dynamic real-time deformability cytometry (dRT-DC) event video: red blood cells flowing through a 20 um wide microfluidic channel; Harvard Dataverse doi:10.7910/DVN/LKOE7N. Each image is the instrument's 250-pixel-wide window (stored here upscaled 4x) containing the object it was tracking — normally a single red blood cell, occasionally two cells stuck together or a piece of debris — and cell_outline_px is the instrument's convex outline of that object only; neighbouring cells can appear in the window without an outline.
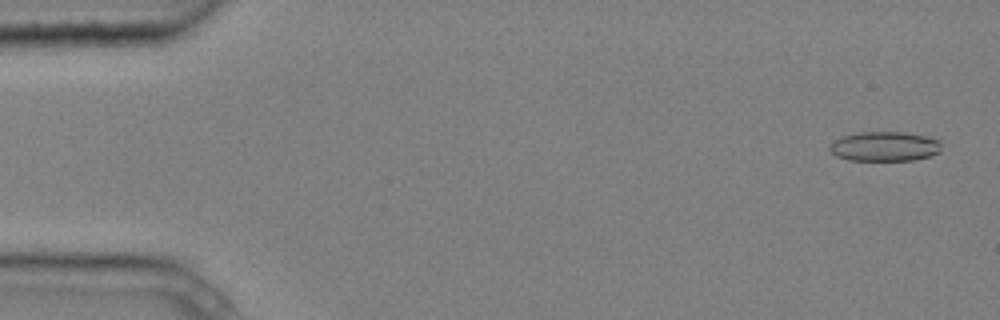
{"species": "common noctule bat (a hibernating species)", "species_latin": "Nyctalus noctula", "temperature_condition": "cold", "stored_images_in_passage": 9, "camera_frame_rate_fps": 3000, "um_per_image_px": 0.085, "animal": {"sex": "male", "body_mass_g": 20.4}, "frame": {"image": 1, "passage_image": 1, "time_ms": 0.0, "image_size_px": [1000, 320], "cell_outline_px": [[940, 152], [932, 156], [916, 160], [848, 160], [836, 156], [828, 148], [828, 144], [832, 140], [840, 136], [860, 132], [904, 132], [924, 136], [940, 140]], "centroid_in_image_um": [75.16, 12.44], "position_along_channel_um": 9.8, "area_um2": 19.54}}
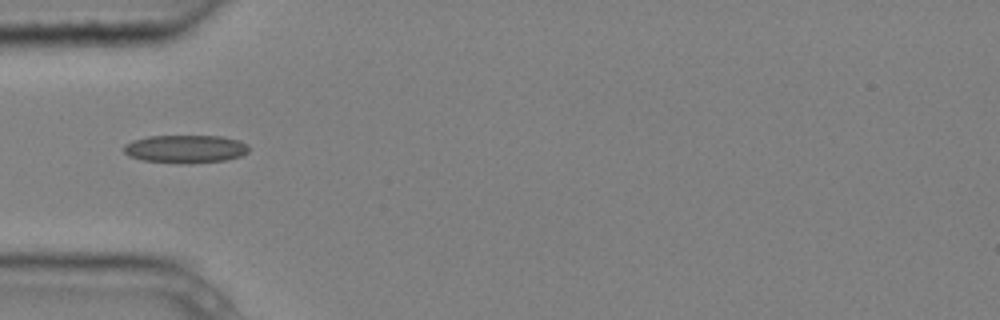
{"frame": {"image": 2, "passage_image": 4, "time_ms": 1.0, "image_size_px": [1000, 320], "cell_outline_px": [[248, 152], [240, 156], [224, 160], [188, 164], [180, 164], [144, 160], [128, 156], [124, 152], [124, 144], [132, 140], [148, 136], [224, 136], [240, 140], [248, 144]], "centroid_in_image_um": [15.76, 12.66], "position_along_channel_um": 69.2, "area_um2": 20.63}}
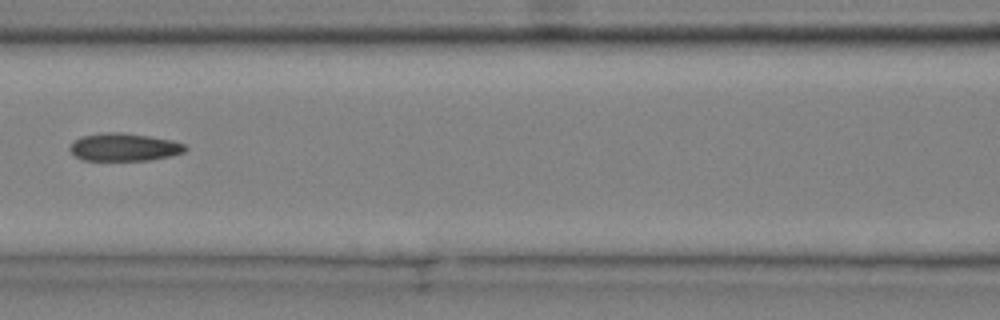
{"frame": {"image": 3, "passage_image": 6, "time_ms": 1.667, "image_size_px": [1000, 320], "cell_outline_px": [[188, 148], [184, 152], [172, 156], [148, 160], [84, 160], [76, 156], [68, 148], [80, 136], [104, 132], [124, 132], [172, 140], [184, 144]], "centroid_in_image_um": [10.57, 12.5], "position_along_channel_um": 156.0, "area_um2": 18.67}}